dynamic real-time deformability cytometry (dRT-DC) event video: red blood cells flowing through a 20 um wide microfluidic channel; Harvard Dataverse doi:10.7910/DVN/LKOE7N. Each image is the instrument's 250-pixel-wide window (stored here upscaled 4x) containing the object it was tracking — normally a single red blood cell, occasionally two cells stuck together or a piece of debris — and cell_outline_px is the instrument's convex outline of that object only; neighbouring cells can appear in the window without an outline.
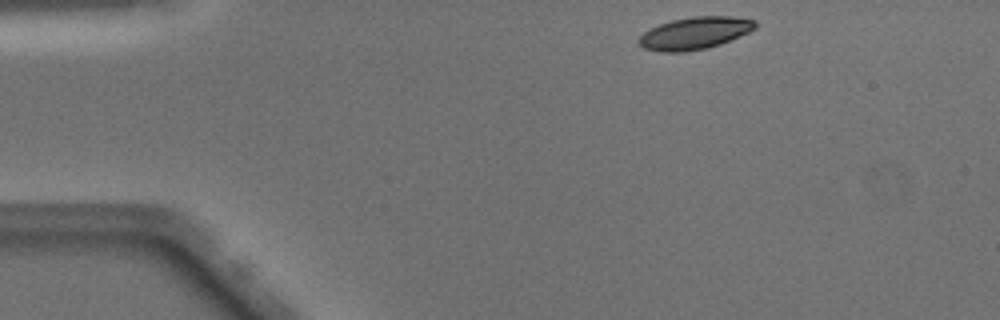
{"species": "Egyptian fruit bat (a non-hibernating species)", "species_latin": "Rousettus aegyptiacus", "temperature_condition": "warm", "stored_images_in_passage": 43, "camera_frame_rate_fps": 3000, "um_per_image_px": 0.085, "animal": {"sex": "male"}, "frame": {"image": 1, "passage_image": 1, "time_ms": 0.0, "image_size_px": [1000, 320], "cell_outline_px": [[756, 28], [748, 32], [720, 44], [708, 48], [684, 52], [660, 52], [644, 48], [640, 44], [640, 36], [644, 32], [660, 24], [672, 20], [692, 16], [732, 16], [756, 20]], "centroid_in_image_um": [59.07, 2.81], "position_along_channel_um": 25.9, "area_um2": 21.73}}
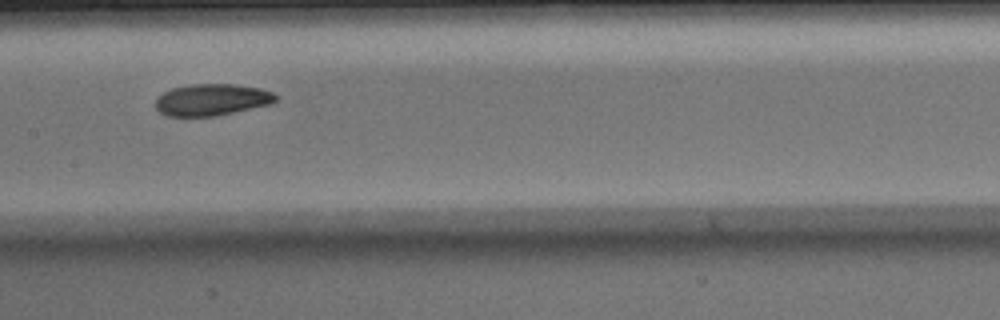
{"frame": {"image": 2, "passage_image": 18, "time_ms": 5.667, "image_size_px": [1000, 320], "cell_outline_px": [[276, 100], [268, 104], [216, 116], [168, 116], [160, 112], [156, 108], [156, 100], [164, 92], [172, 88], [192, 84], [236, 84], [260, 88], [272, 92], [276, 96]], "centroid_in_image_um": [17.99, 8.47], "position_along_channel_um": 189.4, "area_um2": 21.91}}
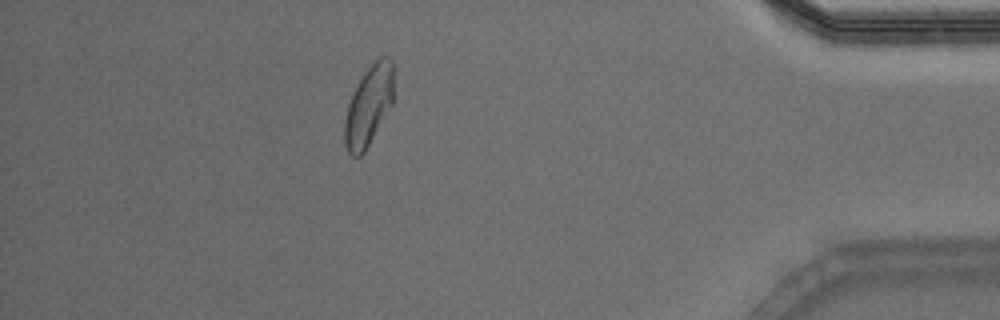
{"frame": {"image": 3, "passage_image": 37, "time_ms": 12.0, "image_size_px": [1000, 320], "cell_outline_px": [[392, 104], [364, 152], [360, 156], [352, 156], [348, 152], [344, 144], [344, 120], [348, 104], [364, 72], [380, 56], [388, 56], [392, 60]], "centroid_in_image_um": [31.32, 9.01], "position_along_channel_um": 403.9, "area_um2": 22.37}, "authors_computed_cell_mechanics": {"area_um2": 22.542, "velocity_mm_per_s": 4.0691, "shape_relaxation_time_tau1_ms": 4.6669, "shape_relaxation_time_tau2_ms": 1.7556, "deformation_change_tau1": 0.1447, "deformation_change_tau2": 0.0664}}